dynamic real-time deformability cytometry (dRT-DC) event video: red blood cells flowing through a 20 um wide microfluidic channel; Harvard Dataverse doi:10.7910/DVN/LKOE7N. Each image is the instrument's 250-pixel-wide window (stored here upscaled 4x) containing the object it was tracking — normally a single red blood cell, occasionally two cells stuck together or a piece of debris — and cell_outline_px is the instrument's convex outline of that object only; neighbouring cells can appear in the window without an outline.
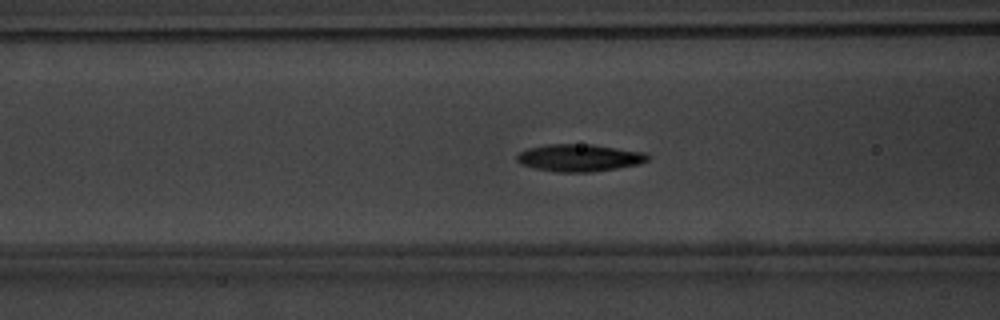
{"species": "common noctule bat (a hibernating species)", "species_latin": "Nyctalus noctula", "temperature_condition": "warm", "stored_images_in_passage": 43, "camera_frame_rate_fps": 3000, "um_per_image_px": 0.085, "animal": {"sex": "male", "body_mass_g": 20.1, "forearm_length_mm": 53.5}, "frame": {"image": 1, "passage_image": 16, "time_ms": 5.0, "image_size_px": [1000, 320], "cell_outline_px": [[652, 156], [648, 160], [640, 164], [592, 172], [556, 172], [536, 168], [524, 164], [516, 160], [516, 156], [520, 152], [528, 148], [548, 144], [592, 144], [644, 152]], "centroid_in_image_um": [49.29, 13.41], "position_along_channel_um": 117.3, "area_um2": 20.75}}
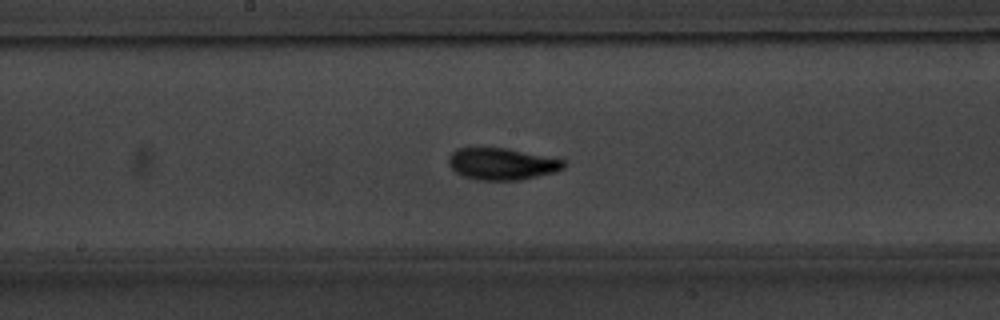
{"frame": {"image": 2, "passage_image": 23, "time_ms": 7.333, "image_size_px": [1000, 320], "cell_outline_px": [[568, 164], [564, 168], [556, 172], [520, 180], [476, 180], [464, 176], [456, 172], [448, 164], [448, 160], [452, 152], [456, 148], [508, 148], [564, 160]], "centroid_in_image_um": [42.68, 13.93], "position_along_channel_um": 205.5, "area_um2": 21.39}}
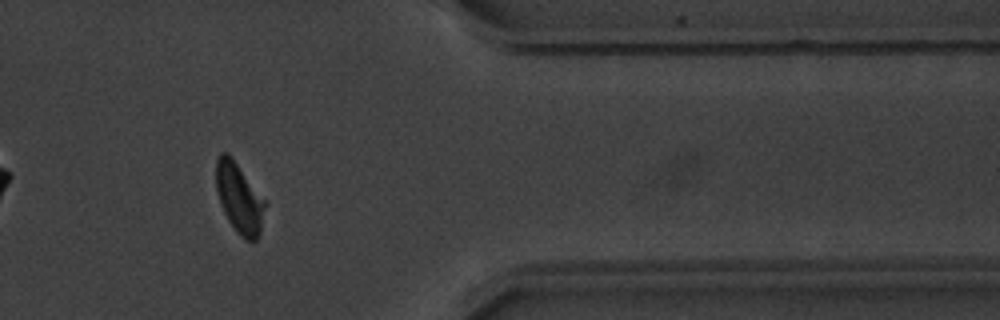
{"frame": {"image": 3, "passage_image": 39, "time_ms": 12.667, "image_size_px": [1000, 320], "cell_outline_px": [[268, 204], [260, 232], [256, 240], [244, 240], [236, 232], [228, 220], [220, 204], [216, 192], [216, 160], [220, 152], [228, 152], [232, 156], [268, 200]], "centroid_in_image_um": [20.38, 16.81], "position_along_channel_um": 391.0, "area_um2": 20.87}, "authors_computed_cell_mechanics": {"area_um2": 20.2878, "velocity_mm_per_s": 3.7703, "shape_relaxation_time_tau1_ms": 2.3999, "shape_relaxation_time_tau2_ms": 2.1303, "deformation_change_tau1": 0.151, "deformation_change_tau2": 0.0818}}